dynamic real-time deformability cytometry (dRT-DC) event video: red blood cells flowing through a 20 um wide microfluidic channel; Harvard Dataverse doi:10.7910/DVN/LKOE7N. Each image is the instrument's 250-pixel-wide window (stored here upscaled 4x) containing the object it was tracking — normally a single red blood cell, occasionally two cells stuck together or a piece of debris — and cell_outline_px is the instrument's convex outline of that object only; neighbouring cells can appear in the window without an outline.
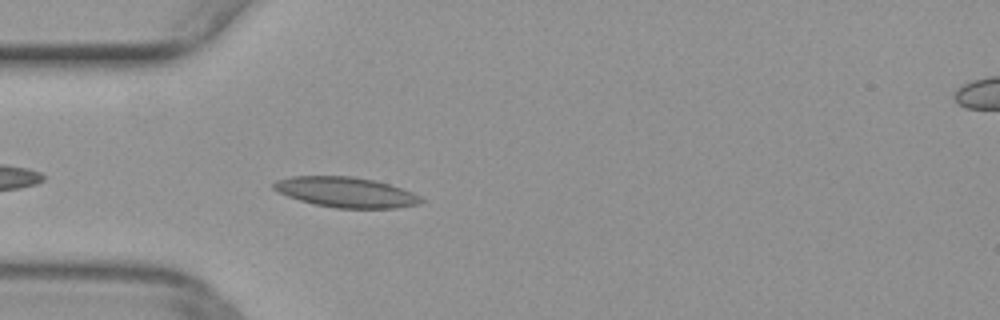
{"species": "common noctule bat (a hibernating species)", "species_latin": "Nyctalus noctula", "temperature_condition": "warm", "stored_images_in_passage": 37, "camera_frame_rate_fps": 3000, "um_per_image_px": 0.085, "animal": {"sex": "female", "body_mass_g": 29.2, "forearm_length_mm": 56.3}, "frame": {"image": 1, "passage_image": 3, "time_ms": 0.667, "image_size_px": [1000, 320], "cell_outline_px": [[424, 200], [420, 204], [396, 208], [336, 208], [316, 204], [300, 200], [288, 196], [272, 188], [272, 184], [276, 180], [292, 176], [352, 176], [376, 180], [412, 192], [420, 196]], "centroid_in_image_um": [29.41, 16.33], "position_along_channel_um": 55.6, "area_um2": 25.89}}
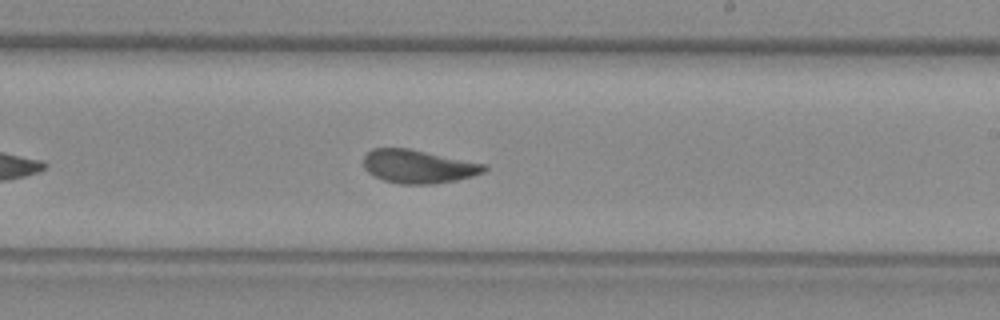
{"frame": {"image": 2, "passage_image": 18, "time_ms": 5.667, "image_size_px": [1000, 320], "cell_outline_px": [[488, 168], [484, 172], [472, 176], [456, 180], [432, 184], [400, 184], [384, 180], [368, 172], [364, 168], [364, 156], [372, 148], [408, 148], [488, 164]], "centroid_in_image_um": [35.58, 14.14], "position_along_channel_um": 253.4, "area_um2": 23.52}}
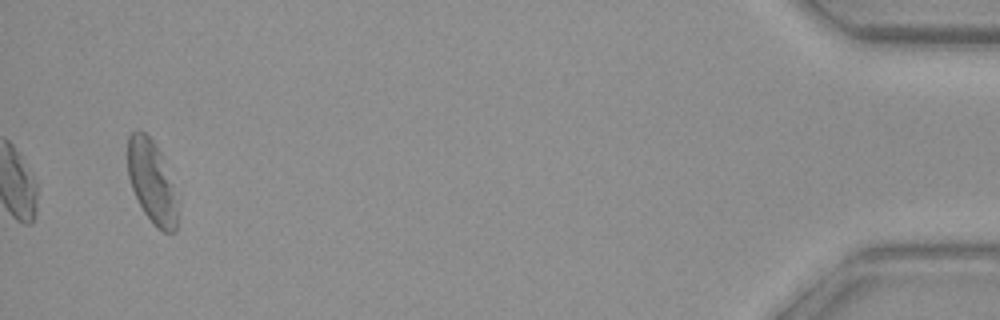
{"frame": {"image": 3, "passage_image": 37, "time_ms": 12.0, "image_size_px": [1000, 320], "cell_outline_px": [[180, 204], [176, 232], [164, 232], [156, 228], [144, 212], [132, 188], [128, 176], [128, 136], [132, 132], [140, 128], [152, 140], [160, 152]], "centroid_in_image_um": [12.93, 15.5], "position_along_channel_um": 422.3, "area_um2": 24.22}}